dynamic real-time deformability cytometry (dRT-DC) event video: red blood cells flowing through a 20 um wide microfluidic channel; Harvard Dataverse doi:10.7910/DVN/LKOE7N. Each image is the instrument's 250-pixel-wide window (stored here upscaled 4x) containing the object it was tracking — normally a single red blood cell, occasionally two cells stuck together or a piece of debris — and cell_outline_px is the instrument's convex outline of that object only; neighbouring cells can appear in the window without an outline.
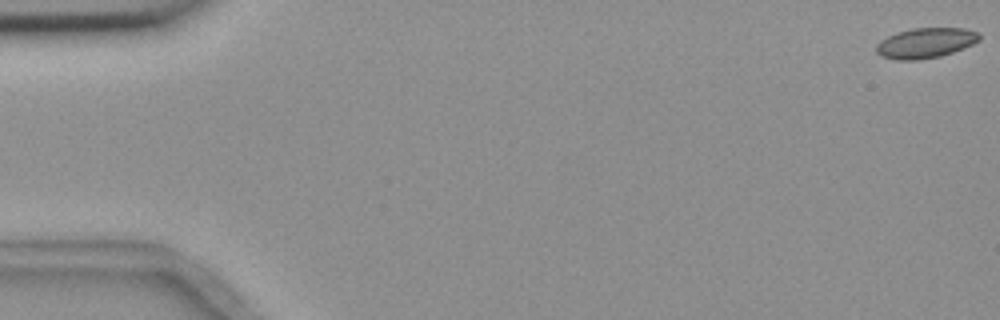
{"species": "common noctule bat (a hibernating species)", "species_latin": "Nyctalus noctula", "temperature_condition": "room temperature", "stored_images_in_passage": 9, "camera_frame_rate_fps": 3000, "um_per_image_px": 0.085, "animal": {"sex": "female", "body_mass_g": 18.4}, "frame": {"image": 1, "passage_image": 1, "time_ms": 0.0, "image_size_px": [1000, 320], "cell_outline_px": [[980, 40], [964, 48], [940, 56], [916, 60], [896, 60], [880, 56], [876, 52], [876, 44], [880, 40], [896, 32], [912, 28], [964, 28], [980, 32]], "centroid_in_image_um": [78.66, 3.65], "position_along_channel_um": 6.3, "area_um2": 18.26}}
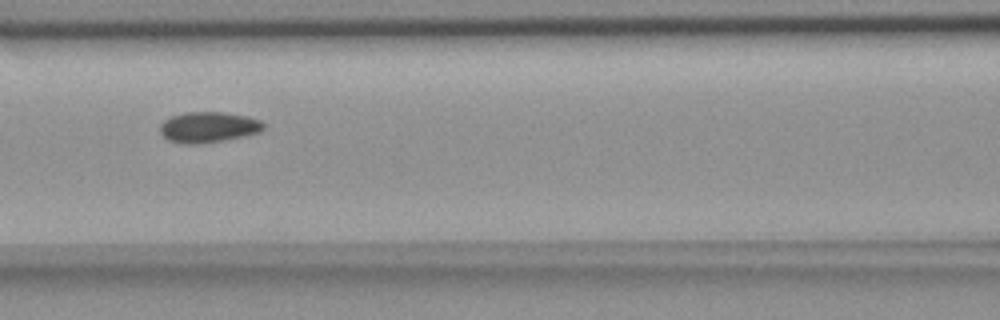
{"frame": {"image": 2, "passage_image": 8, "time_ms": 8.0, "image_size_px": [1000, 320], "cell_outline_px": [[264, 128], [260, 132], [244, 136], [200, 144], [180, 144], [168, 140], [160, 132], [160, 124], [164, 120], [172, 116], [184, 112], [224, 112], [248, 116], [260, 120], [264, 124]], "centroid_in_image_um": [17.7, 10.81], "position_along_channel_um": 148.9, "area_um2": 18.61}}
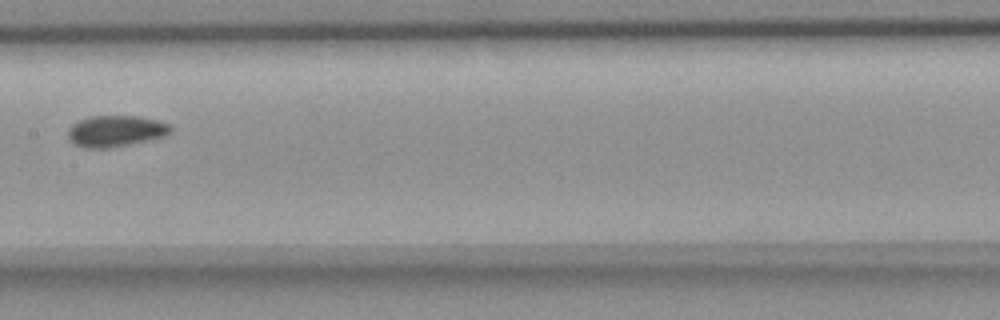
{"frame": {"image": 3, "passage_image": 9, "time_ms": 9.333, "image_size_px": [1000, 320], "cell_outline_px": [[172, 128], [164, 136], [112, 148], [84, 148], [68, 140], [68, 128], [76, 120], [88, 116], [140, 116], [156, 120], [168, 124]], "centroid_in_image_um": [9.76, 11.13], "position_along_channel_um": 197.6, "area_um2": 18.73}}